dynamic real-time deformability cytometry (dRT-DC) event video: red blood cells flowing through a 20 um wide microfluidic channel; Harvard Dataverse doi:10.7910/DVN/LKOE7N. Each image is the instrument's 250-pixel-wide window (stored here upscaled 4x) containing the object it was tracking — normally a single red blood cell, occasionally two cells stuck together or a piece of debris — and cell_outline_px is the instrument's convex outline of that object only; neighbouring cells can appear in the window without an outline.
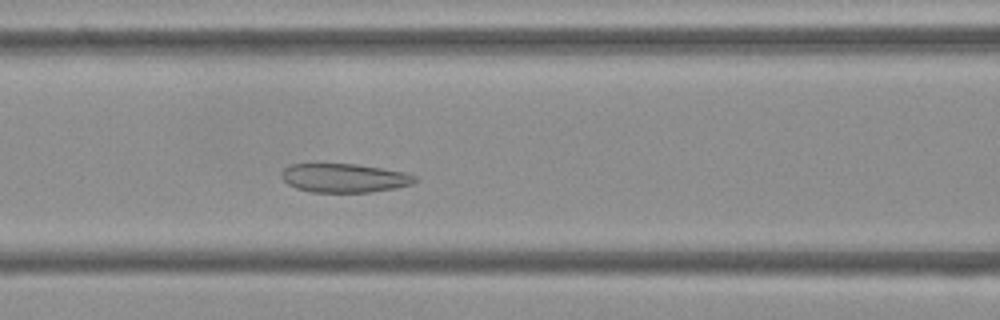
{"species": "Egyptian fruit bat (a non-hibernating species)", "species_latin": "Rousettus aegyptiacus", "temperature_condition": "cold", "stored_images_in_passage": 49, "camera_frame_rate_fps": 3000, "um_per_image_px": 0.085, "frame": {"image": 1, "passage_image": 18, "time_ms": 5.667, "image_size_px": [1000, 320], "cell_outline_px": [[420, 180], [412, 184], [396, 188], [368, 192], [308, 192], [296, 188], [288, 184], [280, 176], [280, 172], [288, 164], [316, 160], [356, 164], [404, 172], [416, 176]], "centroid_in_image_um": [29.16, 15.07], "position_along_channel_um": 137.4, "area_um2": 23.52}}
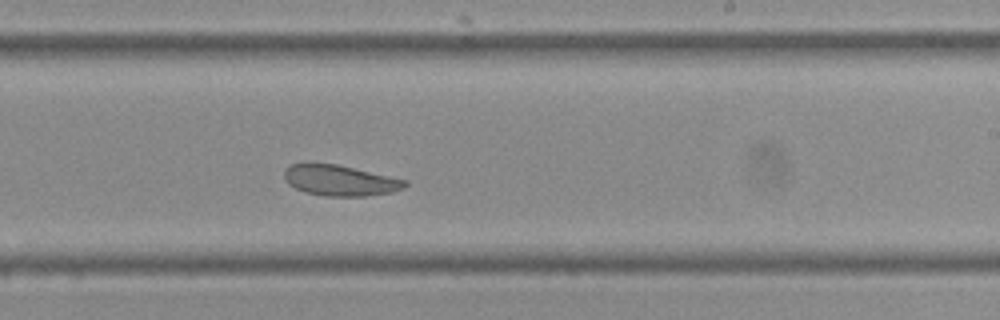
{"frame": {"image": 2, "passage_image": 28, "time_ms": 9.0, "image_size_px": [1000, 320], "cell_outline_px": [[408, 184], [404, 188], [392, 192], [364, 196], [324, 196], [304, 192], [288, 184], [284, 180], [284, 172], [292, 164], [308, 160], [336, 164], [408, 180]], "centroid_in_image_um": [28.86, 15.31], "position_along_channel_um": 260.1, "area_um2": 22.08}}
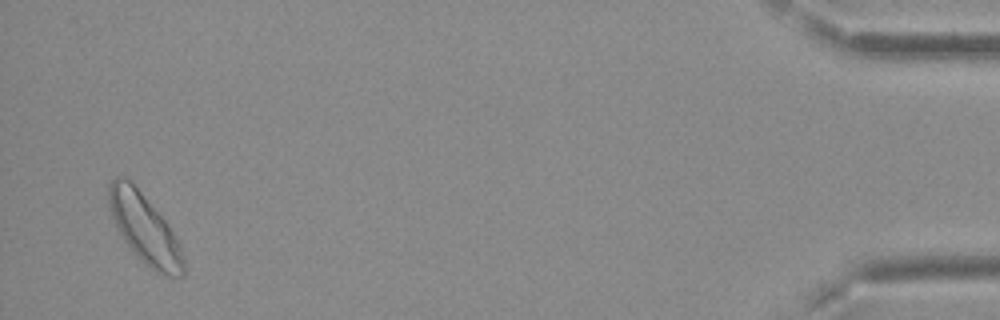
{"frame": {"image": 3, "passage_image": 48, "time_ms": 15.667, "image_size_px": [1000, 320], "cell_outline_px": [[184, 276], [160, 276], [140, 260], [124, 240], [116, 228], [108, 204], [108, 184], [116, 176], [124, 176], [140, 192], [164, 220], [172, 232], [180, 248], [184, 260]], "centroid_in_image_um": [12.26, 19.47], "position_along_channel_um": 422.9, "area_um2": 29.65}, "authors_computed_cell_mechanics": {"area_um2": 23.698, "velocity_mm_per_s": 3.6918, "shape_relaxation_time_tau1_ms": null, "shape_relaxation_time_tau2_ms": 1.4286, "deformation_change_tau1": null, "deformation_change_tau2": 0.0692}}